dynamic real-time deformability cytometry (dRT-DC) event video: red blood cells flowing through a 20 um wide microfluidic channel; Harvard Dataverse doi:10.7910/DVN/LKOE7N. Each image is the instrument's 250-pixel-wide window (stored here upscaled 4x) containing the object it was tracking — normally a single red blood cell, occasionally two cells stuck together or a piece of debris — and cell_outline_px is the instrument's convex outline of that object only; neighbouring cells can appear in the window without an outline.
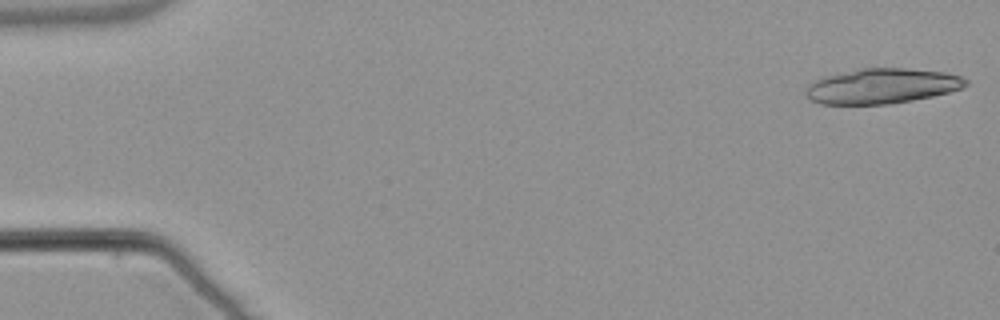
{"species": "common noctule bat (a hibernating species)", "species_latin": "Nyctalus noctula", "temperature_condition": "warm", "stored_images_in_passage": 25, "camera_frame_rate_fps": 3000, "um_per_image_px": 0.085, "animal": {"sex": "male", "body_mass_g": 21.5, "forearm_length_mm": 52.0}, "frame": {"image": 1, "passage_image": 1, "time_ms": 0.0, "image_size_px": [1000, 320], "cell_outline_px": [[968, 84], [960, 88], [948, 92], [932, 96], [912, 100], [888, 104], [820, 104], [812, 100], [804, 92], [808, 84], [824, 76], [860, 68], [904, 68], [944, 72], [960, 76], [968, 80]], "centroid_in_image_um": [74.94, 7.31], "position_along_channel_um": 10.1, "area_um2": 32.6}}